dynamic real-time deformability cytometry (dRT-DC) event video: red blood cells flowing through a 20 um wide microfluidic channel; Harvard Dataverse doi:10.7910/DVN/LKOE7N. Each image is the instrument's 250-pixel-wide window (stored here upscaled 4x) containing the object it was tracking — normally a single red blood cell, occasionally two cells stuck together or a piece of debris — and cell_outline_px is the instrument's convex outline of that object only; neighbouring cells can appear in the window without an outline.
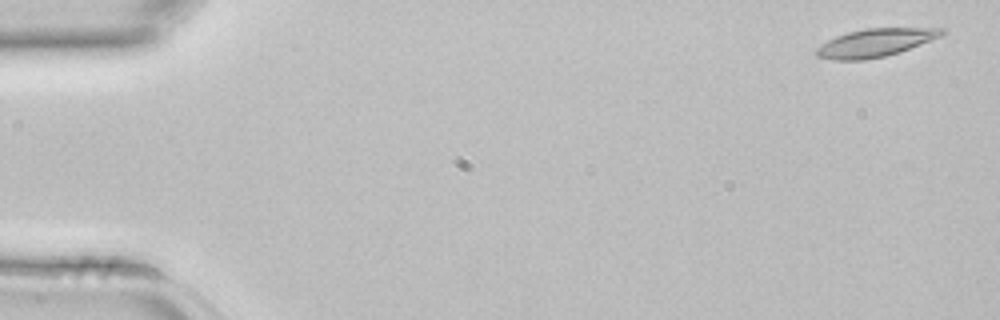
{"species": "common noctule bat (a hibernating species)", "species_latin": "Nyctalus noctula", "temperature_condition": "room temperature", "stored_images_in_passage": 3, "camera_frame_rate_fps": 3000, "um_per_image_px": 0.085, "animal": {"sex": "female", "body_mass_g": 22.7, "forearm_length_mm": 54.2}, "frame": {"image": 1, "passage_image": 1, "time_ms": 0.0, "image_size_px": [1000, 320], "cell_outline_px": [[944, 32], [940, 36], [908, 48], [884, 56], [864, 60], [832, 60], [816, 56], [816, 48], [828, 40], [836, 36], [848, 32], [868, 28], [944, 28]], "centroid_in_image_um": [74.33, 3.63], "position_along_channel_um": 10.7, "area_um2": 20.0}}
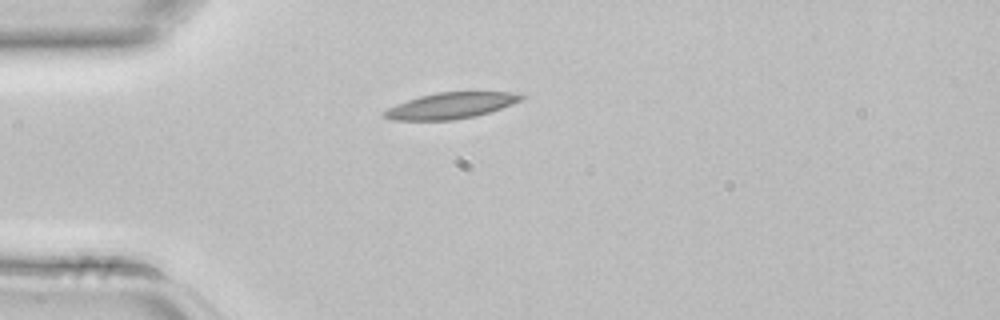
{"frame": {"image": 2, "passage_image": 3, "time_ms": 0.667, "image_size_px": [1000, 320], "cell_outline_px": [[524, 100], [476, 116], [452, 120], [392, 120], [380, 116], [380, 112], [396, 104], [420, 96], [436, 92], [512, 92], [524, 96]], "centroid_in_image_um": [38.27, 8.98], "position_along_channel_um": 46.7, "area_um2": 20.81}}